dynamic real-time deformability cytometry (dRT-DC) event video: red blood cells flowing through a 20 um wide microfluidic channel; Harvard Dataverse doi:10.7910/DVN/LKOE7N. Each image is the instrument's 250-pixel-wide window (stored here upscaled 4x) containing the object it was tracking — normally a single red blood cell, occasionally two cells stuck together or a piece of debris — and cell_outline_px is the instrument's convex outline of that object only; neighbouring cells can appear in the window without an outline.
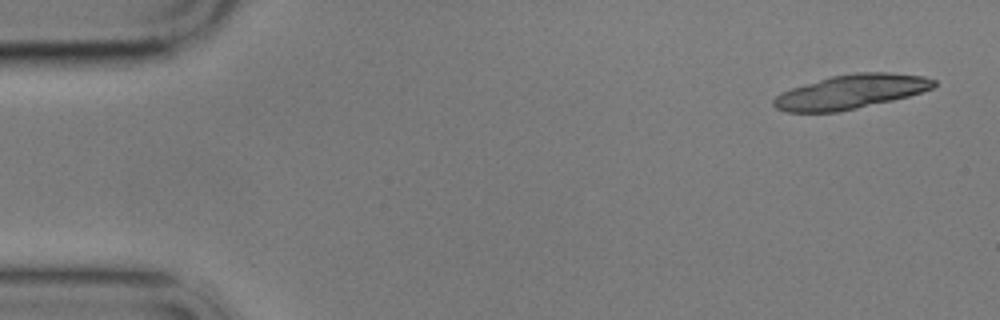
{"species": "common noctule bat (a hibernating species)", "species_latin": "Nyctalus noctula", "temperature_condition": "cold", "stored_images_in_passage": 8, "camera_frame_rate_fps": 3000, "um_per_image_px": 0.085, "animal": {"sex": "male", "body_mass_g": 17.9}, "frame": {"image": 1, "passage_image": 1, "time_ms": 0.0, "image_size_px": [1000, 320], "cell_outline_px": [[936, 84], [932, 88], [908, 96], [892, 100], [856, 108], [836, 112], [788, 112], [776, 108], [772, 104], [772, 100], [780, 92], [792, 88], [832, 76], [856, 72], [888, 72], [924, 76], [936, 80]], "centroid_in_image_um": [72.31, 7.79], "position_along_channel_um": 12.7, "area_um2": 31.62}}